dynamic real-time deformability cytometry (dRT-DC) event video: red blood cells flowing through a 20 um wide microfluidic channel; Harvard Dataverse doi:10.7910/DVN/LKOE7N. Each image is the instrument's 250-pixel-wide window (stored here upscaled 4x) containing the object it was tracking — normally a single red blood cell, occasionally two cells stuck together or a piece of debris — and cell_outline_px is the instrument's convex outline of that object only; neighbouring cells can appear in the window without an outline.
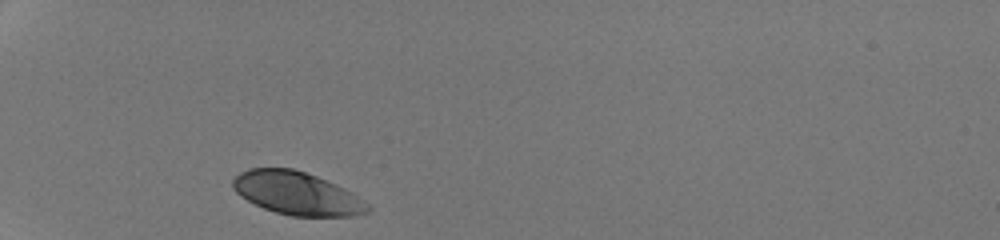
{"species": "human", "species_latin": "Homo sapiens", "temperature_condition": "room temperature", "stored_images_in_passage": 27, "camera_frame_rate_fps": 3000, "um_per_image_px": 0.085, "donor": {"sex": "male"}, "frame": {"image": 1, "passage_image": 1, "time_ms": 0.0, "image_size_px": [1000, 240], "cell_outline_px": [[372, 208], [368, 212], [356, 216], [292, 216], [276, 212], [264, 208], [240, 196], [232, 188], [232, 180], [240, 172], [252, 168], [292, 168], [316, 176], [336, 184], [352, 192], [368, 204]], "centroid_in_image_um": [25.25, 16.44], "position_along_channel_um": 59.7, "area_um2": 33.7}}
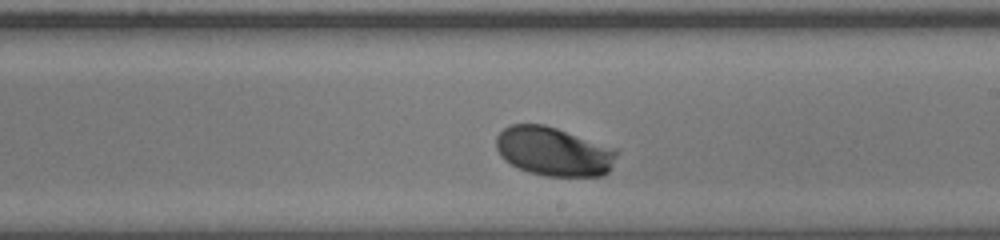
{"frame": {"image": 2, "passage_image": 16, "time_ms": 5.0, "image_size_px": [1000, 240], "cell_outline_px": [[620, 152], [612, 168], [604, 176], [544, 176], [528, 172], [504, 160], [500, 156], [496, 148], [496, 136], [504, 128], [512, 124], [544, 124], [620, 148]], "centroid_in_image_um": [47.14, 12.87], "position_along_channel_um": 241.9, "area_um2": 35.08}}
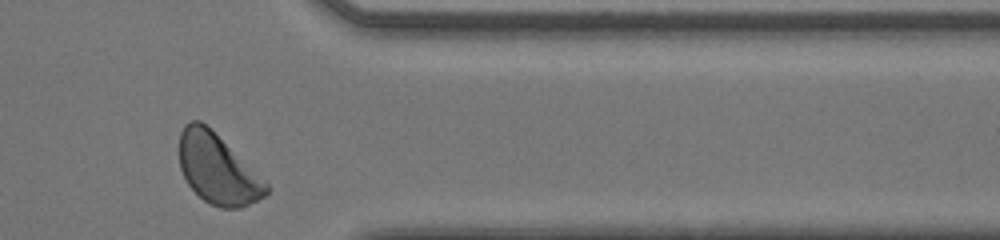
{"frame": {"image": 3, "passage_image": 27, "time_ms": 8.667, "image_size_px": [1000, 240], "cell_outline_px": [[268, 192], [264, 196], [240, 208], [220, 208], [204, 200], [188, 184], [180, 168], [180, 132], [184, 124], [192, 120], [200, 120], [268, 180]], "centroid_in_image_um": [18.52, 14.36], "position_along_channel_um": 392.9, "area_um2": 35.26}, "authors_computed_cell_mechanics": {"area_um2": 34.0442, "velocity_mm_per_s": 4.2043, "shape_relaxation_time_tau1_ms": 1.142, "shape_relaxation_time_tau2_ms": null, "deformation_change_tau1": 0.1034, "deformation_change_tau2": null}}